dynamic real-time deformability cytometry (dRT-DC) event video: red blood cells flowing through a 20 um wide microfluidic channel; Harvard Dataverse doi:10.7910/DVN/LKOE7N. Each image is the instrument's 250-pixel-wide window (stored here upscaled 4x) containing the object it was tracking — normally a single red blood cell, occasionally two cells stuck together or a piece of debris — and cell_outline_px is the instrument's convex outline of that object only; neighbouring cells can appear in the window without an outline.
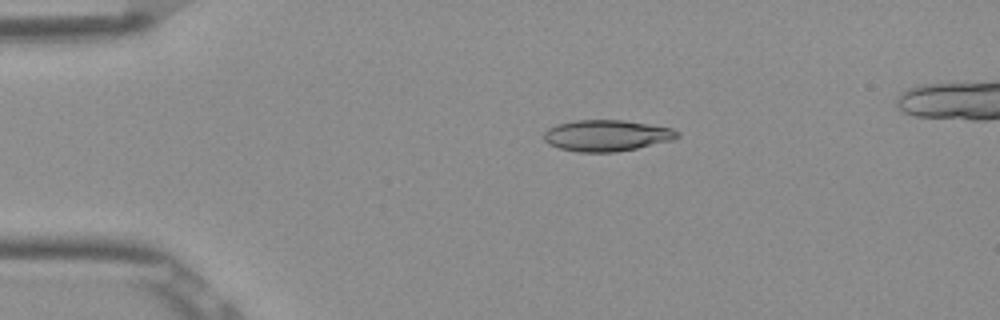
{"species": "Egyptian fruit bat (a non-hibernating species)", "species_latin": "Rousettus aegyptiacus", "temperature_condition": "room temperature", "stored_images_in_passage": 5, "camera_frame_rate_fps": 3000, "um_per_image_px": 0.085, "frame": {"image": 1, "passage_image": 3, "time_ms": 0.667, "image_size_px": [1000, 320], "cell_outline_px": [[680, 136], [672, 140], [636, 148], [616, 152], [576, 152], [560, 148], [548, 144], [544, 140], [544, 132], [548, 128], [556, 124], [576, 120], [624, 120], [672, 128], [680, 132]], "centroid_in_image_um": [51.55, 11.52], "position_along_channel_um": 33.4, "area_um2": 24.33}}